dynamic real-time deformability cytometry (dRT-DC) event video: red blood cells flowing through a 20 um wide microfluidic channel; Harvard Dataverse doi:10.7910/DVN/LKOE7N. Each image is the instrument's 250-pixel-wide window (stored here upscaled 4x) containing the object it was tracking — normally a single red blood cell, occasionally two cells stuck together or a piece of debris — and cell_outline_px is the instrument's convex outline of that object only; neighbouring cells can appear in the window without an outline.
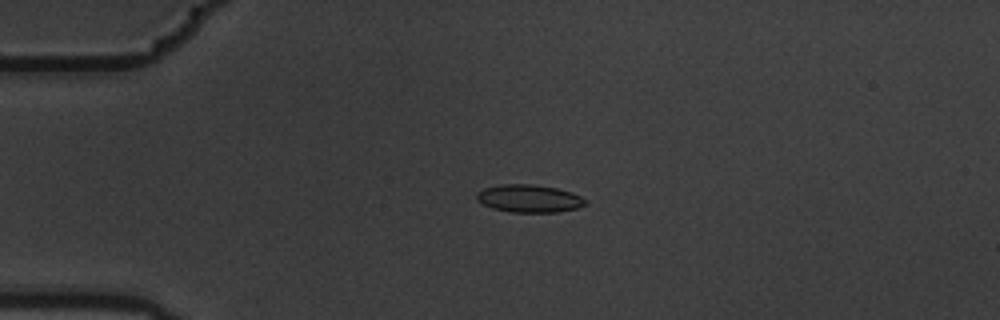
{"species": "common noctule bat (a hibernating species)", "species_latin": "Nyctalus noctula", "temperature_condition": "warm", "stored_images_in_passage": 5, "camera_frame_rate_fps": 3000, "um_per_image_px": 0.085, "animal": {"sex": "male", "body_mass_g": 19.5, "forearm_length_mm": 54.6}, "frame": {"image": 1, "passage_image": 4, "time_ms": 1.0, "image_size_px": [1000, 320], "cell_outline_px": [[588, 204], [576, 208], [556, 212], [512, 212], [492, 208], [476, 200], [476, 192], [484, 188], [500, 184], [532, 184], [556, 188], [572, 192], [588, 200]], "centroid_in_image_um": [44.98, 16.87], "position_along_channel_um": 40.0, "area_um2": 17.63}}